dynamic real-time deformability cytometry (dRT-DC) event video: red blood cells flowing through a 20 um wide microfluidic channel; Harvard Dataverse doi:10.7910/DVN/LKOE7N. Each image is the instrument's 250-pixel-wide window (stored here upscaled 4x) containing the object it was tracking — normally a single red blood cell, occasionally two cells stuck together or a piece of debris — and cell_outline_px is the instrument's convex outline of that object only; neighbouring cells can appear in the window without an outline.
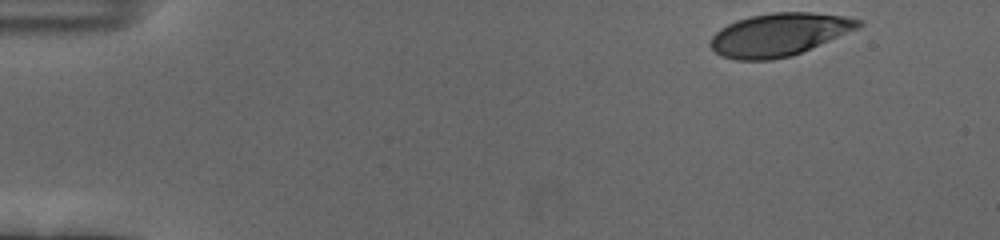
{"species": "human", "species_latin": "Homo sapiens", "temperature_condition": "cold", "stored_images_in_passage": 51, "camera_frame_rate_fps": 3000, "um_per_image_px": 0.085, "donor": {"sex": "female"}, "frame": {"image": 1, "passage_image": 1, "time_ms": 0.0, "image_size_px": [1000, 240], "cell_outline_px": [[864, 24], [860, 28], [792, 56], [772, 60], [736, 60], [720, 56], [708, 44], [712, 36], [720, 28], [736, 20], [748, 16], [772, 12], [812, 12], [844, 16], [864, 20]], "centroid_in_image_um": [66.24, 2.93], "position_along_channel_um": 18.8, "area_um2": 37.34}}
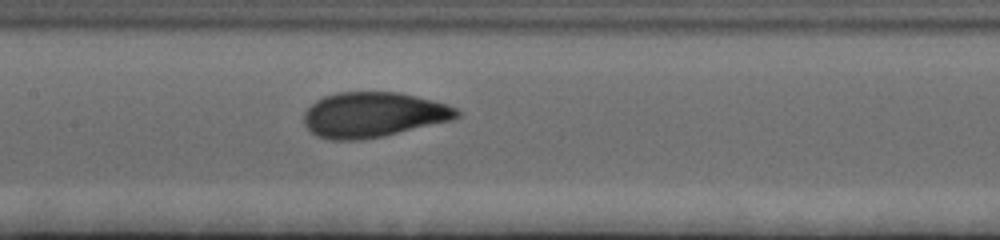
{"frame": {"image": 2, "passage_image": 23, "time_ms": 7.333, "image_size_px": [1000, 240], "cell_outline_px": [[460, 116], [452, 120], [384, 136], [360, 140], [328, 140], [316, 136], [304, 124], [304, 112], [316, 100], [324, 96], [336, 92], [396, 92], [416, 96], [448, 104], [456, 108], [460, 112]], "centroid_in_image_um": [31.72, 9.76], "position_along_channel_um": 175.7, "area_um2": 40.34}}
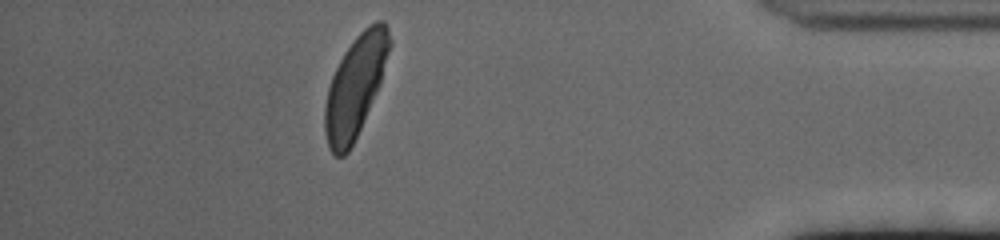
{"frame": {"image": 3, "passage_image": 45, "time_ms": 14.667, "image_size_px": [1000, 240], "cell_outline_px": [[392, 44], [380, 84], [360, 128], [348, 152], [344, 156], [336, 156], [328, 148], [324, 132], [324, 108], [328, 88], [332, 76], [344, 52], [356, 36], [364, 28], [376, 20], [384, 20], [388, 28], [392, 40]], "centroid_in_image_um": [30.2, 7.3], "position_along_channel_um": 405.0, "area_um2": 37.97}, "authors_computed_cell_mechanics": {"area_um2": 38.6682, "velocity_mm_per_s": 3.6747, "shape_relaxation_time_tau1_ms": 3.1455, "shape_relaxation_time_tau2_ms": null, "deformation_change_tau1": 0.1782, "deformation_change_tau2": null}}